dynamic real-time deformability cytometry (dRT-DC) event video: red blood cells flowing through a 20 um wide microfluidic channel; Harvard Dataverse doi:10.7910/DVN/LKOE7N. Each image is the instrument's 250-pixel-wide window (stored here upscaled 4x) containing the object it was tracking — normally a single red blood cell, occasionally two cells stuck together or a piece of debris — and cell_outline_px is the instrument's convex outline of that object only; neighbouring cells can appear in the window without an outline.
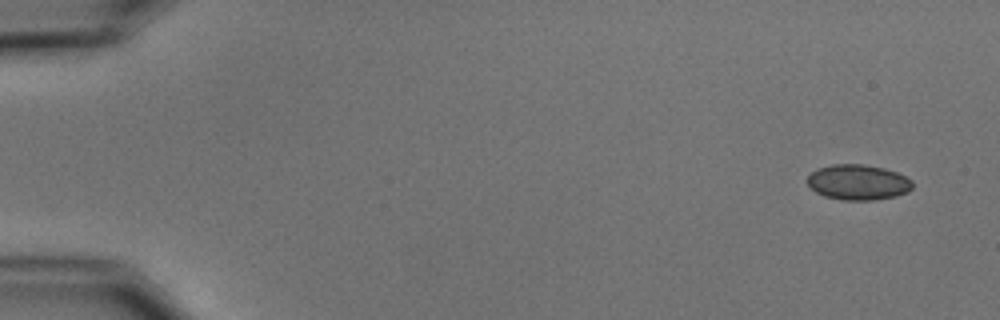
{"species": "common noctule bat (a hibernating species)", "species_latin": "Nyctalus noctula", "temperature_condition": "cold", "stored_images_in_passage": 6, "camera_frame_rate_fps": 3000, "um_per_image_px": 0.085, "animal": {"sex": "male", "body_mass_g": 15.6}, "frame": {"image": 1, "passage_image": 1, "time_ms": 0.0, "image_size_px": [1000, 320], "cell_outline_px": [[912, 188], [908, 192], [896, 196], [872, 200], [840, 200], [824, 196], [816, 192], [808, 184], [808, 176], [816, 168], [832, 164], [860, 164], [884, 168], [896, 172], [912, 180]], "centroid_in_image_um": [72.93, 15.49], "position_along_channel_um": 12.1, "area_um2": 21.68}}
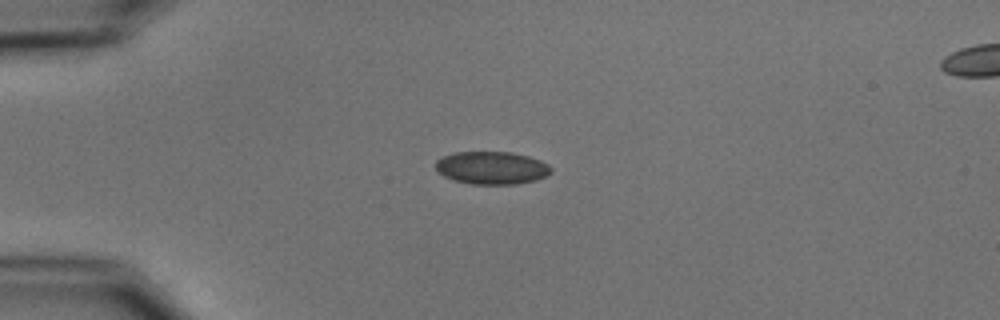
{"frame": {"image": 2, "passage_image": 4, "time_ms": 3.667, "image_size_px": [1000, 320], "cell_outline_px": [[552, 172], [548, 176], [536, 180], [516, 184], [472, 184], [452, 180], [444, 176], [436, 168], [436, 160], [452, 152], [512, 152], [528, 156], [540, 160], [548, 164], [552, 168]], "centroid_in_image_um": [41.83, 14.27], "position_along_channel_um": 43.2, "area_um2": 22.2}}